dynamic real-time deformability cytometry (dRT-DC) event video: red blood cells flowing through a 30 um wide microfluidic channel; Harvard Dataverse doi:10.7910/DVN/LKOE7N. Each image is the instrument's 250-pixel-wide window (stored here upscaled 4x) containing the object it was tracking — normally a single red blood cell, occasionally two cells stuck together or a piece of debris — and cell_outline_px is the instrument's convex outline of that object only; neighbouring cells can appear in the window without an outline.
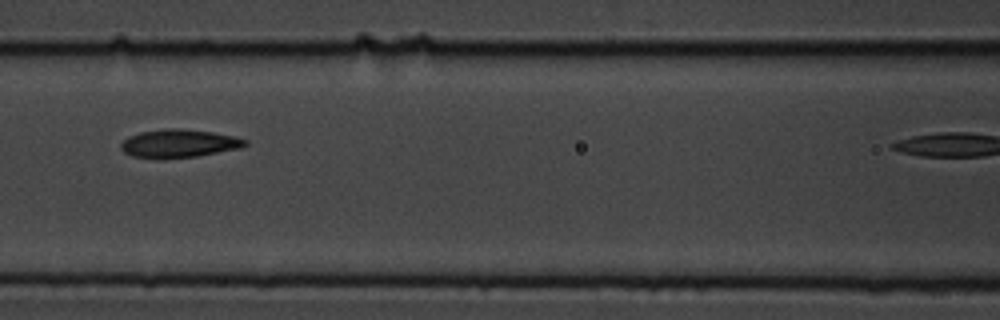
{"species": "common noctule bat (a hibernating species)", "species_latin": "Nyctalus noctula", "temperature_condition": "cold", "stored_images_in_passage": 7, "camera_frame_rate_fps": 3000, "um_per_image_px": 0.085, "animal": {"sex": "male", "body_mass_g": 19.5, "forearm_length_mm": 54.6}, "frame": {"image": 1, "passage_image": 4, "time_ms": 1.0, "image_size_px": [1000, 320], "cell_outline_px": [[248, 144], [240, 148], [196, 156], [164, 160], [132, 156], [124, 152], [120, 148], [120, 144], [128, 136], [140, 132], [168, 128], [176, 128], [212, 132], [236, 136], [248, 140]], "centroid_in_image_um": [15.19, 12.21], "position_along_channel_um": 151.4, "area_um2": 20.63}}
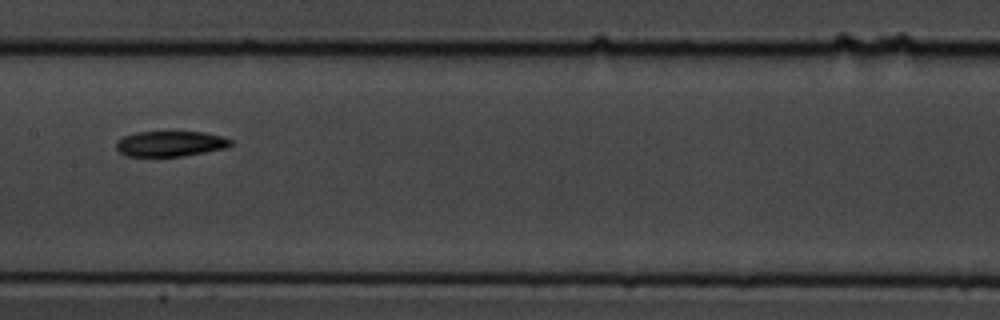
{"frame": {"image": 2, "passage_image": 6, "time_ms": 1.667, "image_size_px": [1000, 320], "cell_outline_px": [[232, 144], [228, 148], [180, 156], [124, 156], [116, 148], [116, 140], [124, 136], [136, 132], [204, 132], [220, 136], [232, 140]], "centroid_in_image_um": [14.46, 12.21], "position_along_channel_um": 192.9, "area_um2": 16.94}}
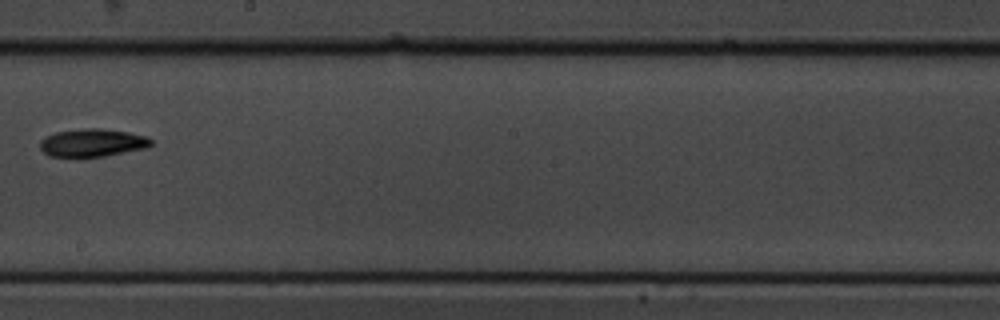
{"frame": {"image": 3, "passage_image": 7, "time_ms": 2.0, "image_size_px": [1000, 320], "cell_outline_px": [[152, 144], [148, 148], [104, 156], [48, 156], [40, 148], [40, 140], [56, 132], [84, 128], [100, 128], [128, 132], [144, 136], [152, 140]], "centroid_in_image_um": [7.87, 12.13], "position_along_channel_um": 240.3, "area_um2": 17.86}}